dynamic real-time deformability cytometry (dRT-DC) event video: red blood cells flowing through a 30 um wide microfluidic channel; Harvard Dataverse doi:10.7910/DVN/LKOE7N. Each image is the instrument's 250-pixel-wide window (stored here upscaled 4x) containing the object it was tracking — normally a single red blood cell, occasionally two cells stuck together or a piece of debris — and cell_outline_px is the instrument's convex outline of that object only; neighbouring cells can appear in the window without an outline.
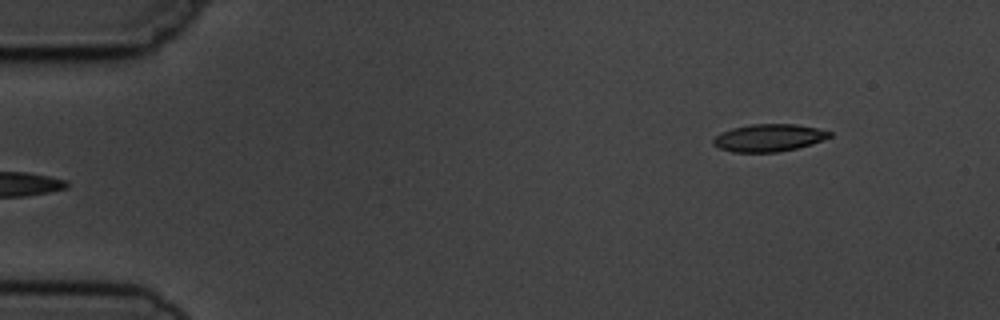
{"species": "common noctule bat (a hibernating species)", "species_latin": "Nyctalus noctula", "temperature_condition": "cold", "stored_images_in_passage": 6, "segment_of_instrument_passage": [2, 2], "camera_frame_rate_fps": 3000, "um_per_image_px": 0.085, "animal": {"sex": "male", "body_mass_g": 19.5, "forearm_length_mm": 54.6}, "frame": {"image": 1, "passage_image": 6, "time_ms": 5.667, "image_size_px": [1000, 320], "cell_outline_px": [[832, 136], [812, 144], [796, 148], [776, 152], [732, 152], [720, 148], [712, 144], [712, 140], [716, 136], [732, 128], [752, 124], [796, 124], [816, 128], [832, 132]], "centroid_in_image_um": [65.36, 11.71], "position_along_channel_um": 19.6, "area_um2": 18.44}}